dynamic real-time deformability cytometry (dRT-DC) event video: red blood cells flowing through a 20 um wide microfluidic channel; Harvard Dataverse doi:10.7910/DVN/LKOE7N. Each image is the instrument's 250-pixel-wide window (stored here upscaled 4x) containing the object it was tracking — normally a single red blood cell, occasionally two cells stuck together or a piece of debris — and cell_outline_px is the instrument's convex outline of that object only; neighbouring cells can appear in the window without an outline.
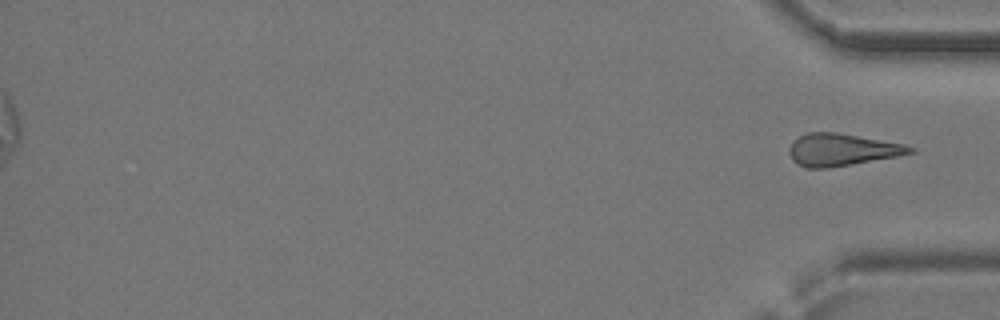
{"species": "common noctule bat (a hibernating species)", "species_latin": "Nyctalus noctula", "temperature_condition": "cold", "stored_images_in_passage": 35, "segment_of_instrument_passage": [2, 2], "camera_frame_rate_fps": 3000, "um_per_image_px": 0.085, "animal": {"sex": "female", "body_mass_g": 24.6, "forearm_length_mm": 56.2}, "frame": {"image": 1, "passage_image": 35, "time_ms": 11.333, "image_size_px": [1000, 320], "cell_outline_px": [[916, 152], [896, 156], [852, 164], [828, 168], [808, 168], [792, 160], [788, 152], [788, 148], [792, 140], [808, 132], [836, 132], [904, 144], [916, 148]], "centroid_in_image_um": [71.53, 12.72], "position_along_channel_um": 363.7, "area_um2": 22.6}}